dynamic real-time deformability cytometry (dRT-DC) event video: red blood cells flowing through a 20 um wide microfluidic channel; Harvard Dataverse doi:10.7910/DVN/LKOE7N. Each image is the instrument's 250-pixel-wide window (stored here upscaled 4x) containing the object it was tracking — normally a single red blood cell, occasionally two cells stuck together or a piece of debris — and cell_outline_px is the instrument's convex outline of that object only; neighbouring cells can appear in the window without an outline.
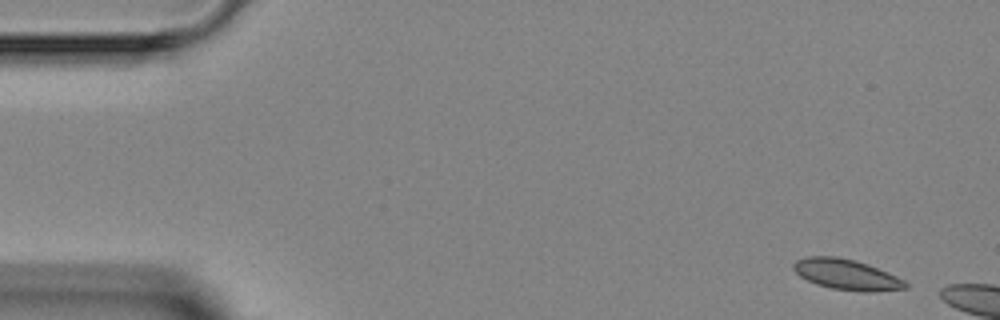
{"species": "Egyptian fruit bat (a non-hibernating species)", "species_latin": "Rousettus aegyptiacus", "temperature_condition": "room temperature", "stored_images_in_passage": 2, "camera_frame_rate_fps": 3000, "um_per_image_px": 0.085, "animal": {"sex": "female"}, "frame": {"image": 1, "passage_image": 1, "time_ms": 0.0, "image_size_px": [1000, 320], "cell_outline_px": [[908, 288], [872, 292], [864, 292], [832, 288], [816, 284], [800, 276], [792, 268], [792, 264], [796, 260], [804, 256], [836, 256], [856, 260], [868, 264], [896, 276], [904, 280], [908, 284]], "centroid_in_image_um": [71.94, 23.32], "position_along_channel_um": 13.1, "area_um2": 20.0}}